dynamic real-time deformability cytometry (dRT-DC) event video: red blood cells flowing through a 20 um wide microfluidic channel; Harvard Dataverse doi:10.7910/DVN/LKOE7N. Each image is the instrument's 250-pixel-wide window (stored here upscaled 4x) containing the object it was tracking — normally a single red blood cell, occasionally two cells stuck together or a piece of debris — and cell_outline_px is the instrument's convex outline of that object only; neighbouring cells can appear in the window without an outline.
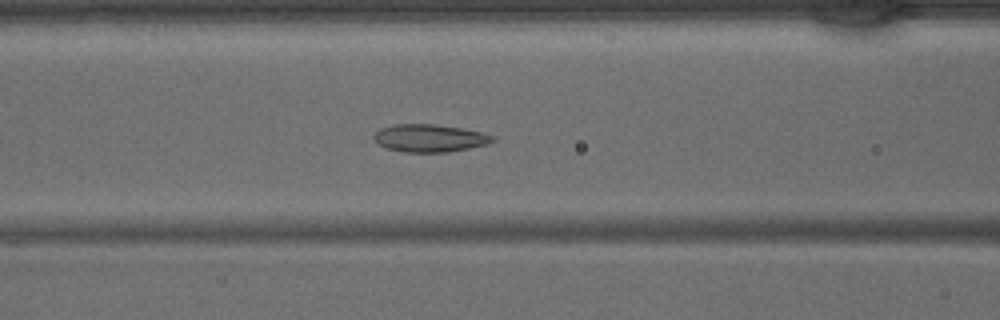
{"species": "common noctule bat (a hibernating species)", "species_latin": "Nyctalus noctula", "temperature_condition": "warm", "stored_images_in_passage": 37, "camera_frame_rate_fps": 3000, "um_per_image_px": 0.085, "animal": {"sex": "male", "body_mass_g": 15.6}, "frame": {"image": 1, "passage_image": 18, "time_ms": 5.667, "image_size_px": [1000, 320], "cell_outline_px": [[496, 140], [488, 144], [448, 152], [404, 152], [388, 148], [380, 144], [372, 136], [380, 128], [392, 124], [432, 124], [460, 128], [480, 132], [492, 136]], "centroid_in_image_um": [36.5, 11.74], "position_along_channel_um": 130.1, "area_um2": 18.9}}
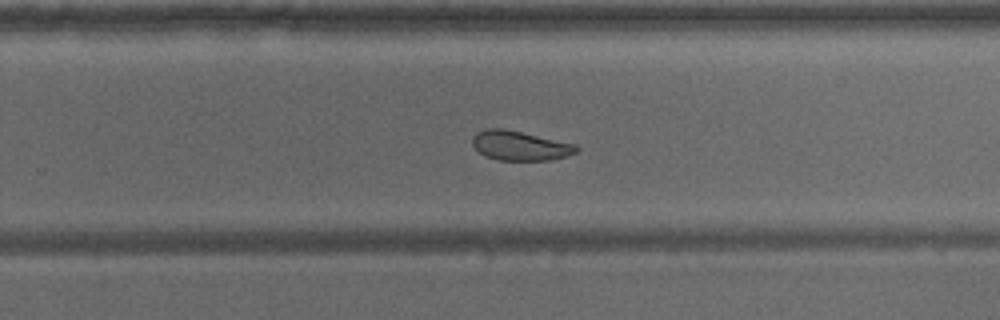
{"frame": {"image": 2, "passage_image": 28, "time_ms": 9.0, "image_size_px": [1000, 320], "cell_outline_px": [[580, 148], [576, 152], [568, 156], [548, 160], [496, 160], [484, 156], [472, 144], [472, 136], [476, 132], [488, 128], [504, 128], [576, 144]], "centroid_in_image_um": [44.19, 12.38], "position_along_channel_um": 285.6, "area_um2": 17.98}}
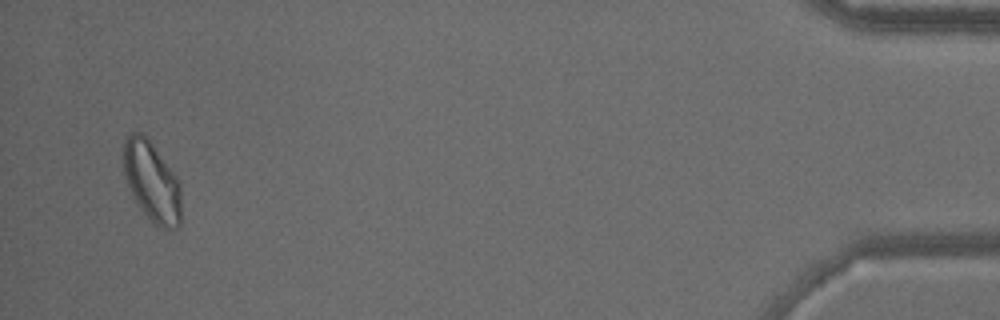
{"frame": {"image": 3, "passage_image": 37, "time_ms": 12.0, "image_size_px": [1000, 320], "cell_outline_px": [[180, 224], [172, 232], [152, 224], [148, 220], [136, 204], [128, 184], [124, 172], [124, 140], [132, 132], [144, 132], [176, 176], [180, 184]], "centroid_in_image_um": [12.91, 15.48], "position_along_channel_um": 422.3, "area_um2": 27.17}}